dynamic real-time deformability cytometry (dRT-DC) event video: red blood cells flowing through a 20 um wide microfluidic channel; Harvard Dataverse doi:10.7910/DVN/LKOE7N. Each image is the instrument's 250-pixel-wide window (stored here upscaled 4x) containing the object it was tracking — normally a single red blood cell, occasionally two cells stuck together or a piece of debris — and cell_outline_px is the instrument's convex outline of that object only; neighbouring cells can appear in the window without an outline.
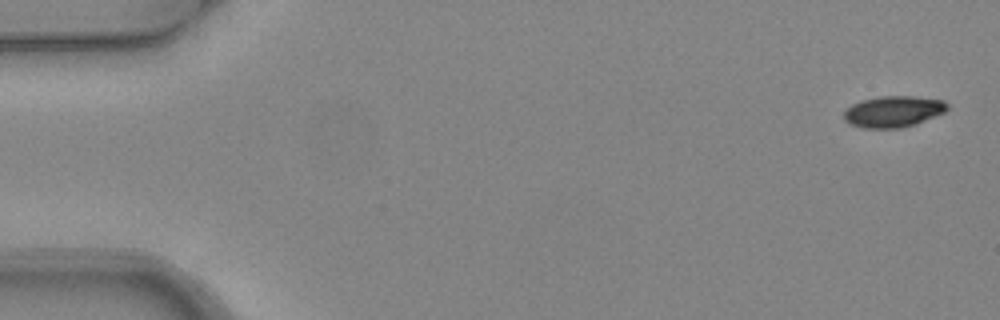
{"species": "common noctule bat (a hibernating species)", "species_latin": "Nyctalus noctula", "temperature_condition": "warm", "stored_images_in_passage": 4, "camera_frame_rate_fps": 3000, "um_per_image_px": 0.085, "animal": {"sex": "female", "body_mass_g": 24.6, "forearm_length_mm": 56.2}, "frame": {"image": 1, "passage_image": 1, "time_ms": 0.0, "image_size_px": [1000, 320], "cell_outline_px": [[948, 108], [944, 112], [916, 124], [900, 128], [864, 128], [848, 124], [844, 120], [844, 112], [852, 104], [860, 100], [880, 96], [912, 96], [944, 100], [948, 104]], "centroid_in_image_um": [75.91, 9.48], "position_along_channel_um": 9.1, "area_um2": 18.9}}
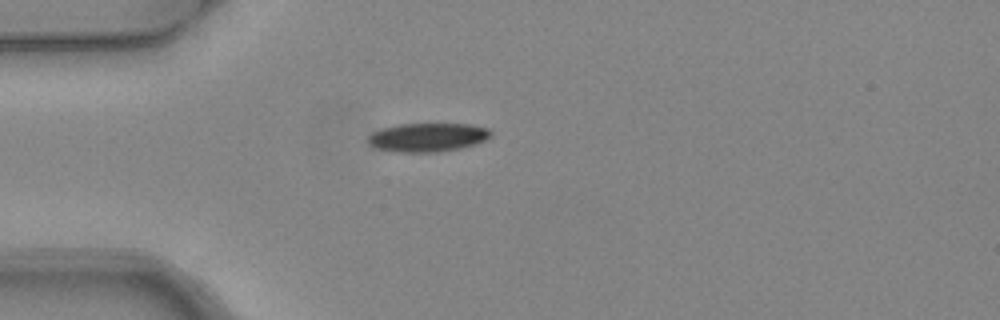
{"frame": {"image": 2, "passage_image": 4, "time_ms": 1.0, "image_size_px": [1000, 320], "cell_outline_px": [[492, 136], [476, 144], [460, 148], [436, 152], [396, 152], [372, 148], [368, 144], [368, 136], [372, 132], [384, 128], [400, 124], [472, 124], [488, 128], [492, 132]], "centroid_in_image_um": [36.34, 11.68], "position_along_channel_um": 48.7, "area_um2": 20.69}}